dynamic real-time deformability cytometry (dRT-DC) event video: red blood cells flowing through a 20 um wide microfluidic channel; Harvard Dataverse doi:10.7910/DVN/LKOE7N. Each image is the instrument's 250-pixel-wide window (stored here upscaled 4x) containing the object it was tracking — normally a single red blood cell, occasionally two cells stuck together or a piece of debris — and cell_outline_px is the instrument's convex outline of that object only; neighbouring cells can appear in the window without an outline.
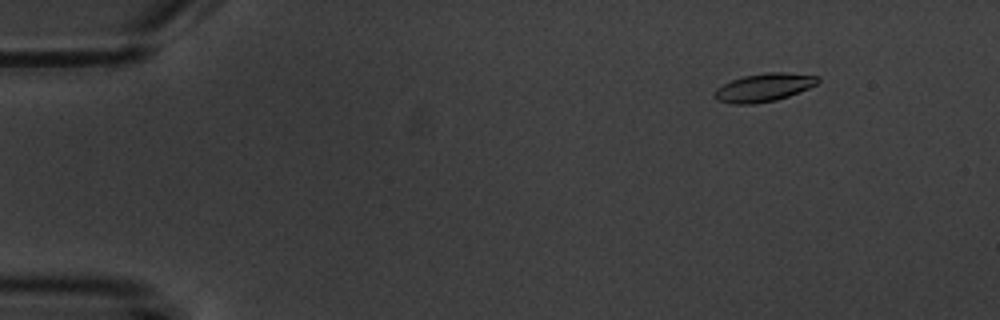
{"species": "common noctule bat (a hibernating species)", "species_latin": "Nyctalus noctula", "temperature_condition": "warm", "stored_images_in_passage": 6, "camera_frame_rate_fps": 3000, "um_per_image_px": 0.085, "animal": {"sex": "male", "body_mass_g": 20.1, "forearm_length_mm": 53.5}, "frame": {"image": 1, "passage_image": 3, "time_ms": 2.333, "image_size_px": [1000, 320], "cell_outline_px": [[820, 80], [816, 84], [808, 88], [788, 96], [776, 100], [756, 104], [732, 104], [716, 100], [716, 88], [732, 80], [744, 76], [764, 72], [784, 72], [820, 76]], "centroid_in_image_um": [64.95, 7.43], "position_along_channel_um": 20.1, "area_um2": 16.88}}
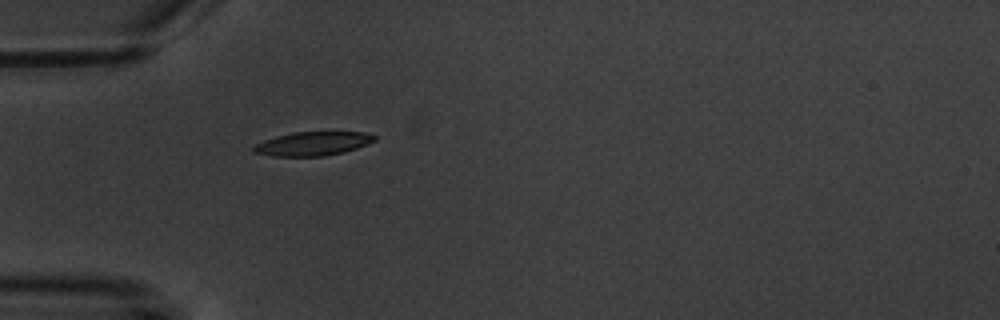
{"frame": {"image": 2, "passage_image": 6, "time_ms": 6.0, "image_size_px": [1000, 320], "cell_outline_px": [[376, 140], [368, 144], [344, 152], [324, 156], [272, 156], [252, 152], [252, 148], [256, 144], [264, 140], [276, 136], [292, 132], [364, 132], [376, 136]], "centroid_in_image_um": [26.58, 12.21], "position_along_channel_um": 58.4, "area_um2": 16.82}}